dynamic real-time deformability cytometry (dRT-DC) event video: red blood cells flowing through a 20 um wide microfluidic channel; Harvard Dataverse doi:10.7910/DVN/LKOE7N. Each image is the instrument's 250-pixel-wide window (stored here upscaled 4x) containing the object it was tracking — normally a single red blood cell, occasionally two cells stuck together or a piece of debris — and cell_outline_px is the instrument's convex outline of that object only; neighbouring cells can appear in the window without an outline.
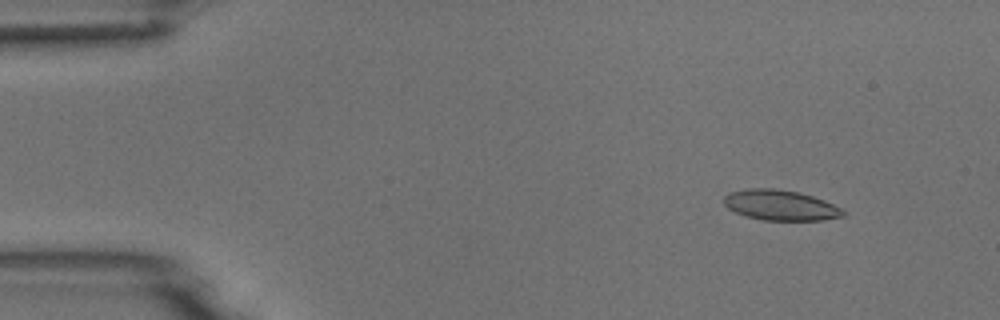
{"species": "common noctule bat (a hibernating species)", "species_latin": "Nyctalus noctula", "temperature_condition": "room temperature", "stored_images_in_passage": 5, "camera_frame_rate_fps": 3000, "um_per_image_px": 0.085, "animal": {"sex": "male", "body_mass_g": 18.8}, "frame": {"image": 1, "passage_image": 2, "time_ms": 1.333, "image_size_px": [1000, 320], "cell_outline_px": [[844, 216], [824, 220], [764, 220], [748, 216], [736, 212], [728, 208], [724, 204], [724, 196], [732, 192], [748, 188], [772, 188], [796, 192], [812, 196], [824, 200], [840, 208], [844, 212]], "centroid_in_image_um": [66.33, 17.44], "position_along_channel_um": 18.7, "area_um2": 20.75}}
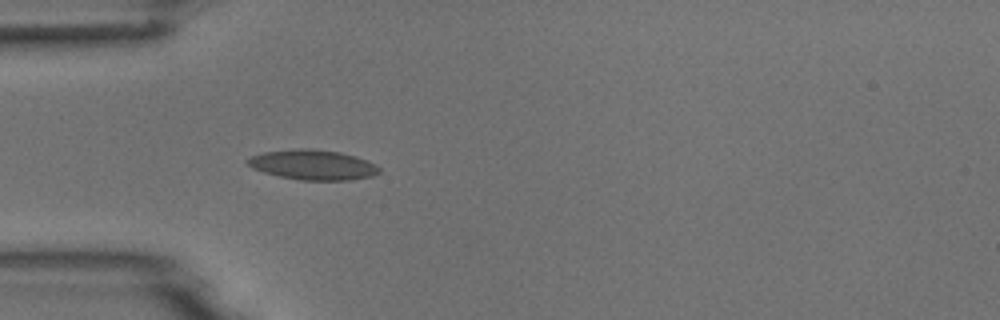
{"frame": {"image": 2, "passage_image": 5, "time_ms": 4.667, "image_size_px": [1000, 320], "cell_outline_px": [[380, 172], [372, 176], [352, 180], [300, 180], [280, 176], [264, 172], [252, 168], [244, 160], [252, 156], [264, 152], [300, 148], [312, 148], [340, 152], [356, 156], [368, 160], [376, 164], [380, 168]], "centroid_in_image_um": [26.63, 14.0], "position_along_channel_um": 58.4, "area_um2": 23.12}}